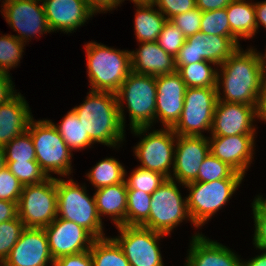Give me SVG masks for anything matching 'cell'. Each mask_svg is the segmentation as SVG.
I'll return each mask as SVG.
<instances>
[{
	"instance_id": "cell-30",
	"label": "cell",
	"mask_w": 266,
	"mask_h": 266,
	"mask_svg": "<svg viewBox=\"0 0 266 266\" xmlns=\"http://www.w3.org/2000/svg\"><path fill=\"white\" fill-rule=\"evenodd\" d=\"M90 254L93 266H130L122 248L111 236L96 238Z\"/></svg>"
},
{
	"instance_id": "cell-39",
	"label": "cell",
	"mask_w": 266,
	"mask_h": 266,
	"mask_svg": "<svg viewBox=\"0 0 266 266\" xmlns=\"http://www.w3.org/2000/svg\"><path fill=\"white\" fill-rule=\"evenodd\" d=\"M24 229L25 226L18 216L0 223V265L8 257Z\"/></svg>"
},
{
	"instance_id": "cell-2",
	"label": "cell",
	"mask_w": 266,
	"mask_h": 266,
	"mask_svg": "<svg viewBox=\"0 0 266 266\" xmlns=\"http://www.w3.org/2000/svg\"><path fill=\"white\" fill-rule=\"evenodd\" d=\"M82 102L72 110L89 138L95 144L119 149L125 141L126 131L120 120L116 94L89 90Z\"/></svg>"
},
{
	"instance_id": "cell-7",
	"label": "cell",
	"mask_w": 266,
	"mask_h": 266,
	"mask_svg": "<svg viewBox=\"0 0 266 266\" xmlns=\"http://www.w3.org/2000/svg\"><path fill=\"white\" fill-rule=\"evenodd\" d=\"M152 128L154 127H140L131 130L134 136L141 139L133 147V154L140 162V168L161 173L170 179L174 167L177 135L172 128H160L159 130H152Z\"/></svg>"
},
{
	"instance_id": "cell-52",
	"label": "cell",
	"mask_w": 266,
	"mask_h": 266,
	"mask_svg": "<svg viewBox=\"0 0 266 266\" xmlns=\"http://www.w3.org/2000/svg\"><path fill=\"white\" fill-rule=\"evenodd\" d=\"M252 206V215L253 216H266V197L263 195H256L253 202L251 203Z\"/></svg>"
},
{
	"instance_id": "cell-11",
	"label": "cell",
	"mask_w": 266,
	"mask_h": 266,
	"mask_svg": "<svg viewBox=\"0 0 266 266\" xmlns=\"http://www.w3.org/2000/svg\"><path fill=\"white\" fill-rule=\"evenodd\" d=\"M218 100L216 87L186 88L184 106L178 122L172 127L176 135L205 136L211 131Z\"/></svg>"
},
{
	"instance_id": "cell-17",
	"label": "cell",
	"mask_w": 266,
	"mask_h": 266,
	"mask_svg": "<svg viewBox=\"0 0 266 266\" xmlns=\"http://www.w3.org/2000/svg\"><path fill=\"white\" fill-rule=\"evenodd\" d=\"M44 230L54 261L63 256L90 250L96 239L82 226L59 217L44 227Z\"/></svg>"
},
{
	"instance_id": "cell-23",
	"label": "cell",
	"mask_w": 266,
	"mask_h": 266,
	"mask_svg": "<svg viewBox=\"0 0 266 266\" xmlns=\"http://www.w3.org/2000/svg\"><path fill=\"white\" fill-rule=\"evenodd\" d=\"M138 44L139 48L130 51L131 71L155 77L177 71L175 58L166 53L157 41Z\"/></svg>"
},
{
	"instance_id": "cell-13",
	"label": "cell",
	"mask_w": 266,
	"mask_h": 266,
	"mask_svg": "<svg viewBox=\"0 0 266 266\" xmlns=\"http://www.w3.org/2000/svg\"><path fill=\"white\" fill-rule=\"evenodd\" d=\"M236 37L205 34L201 31L186 38L175 57V65H189L210 61L219 67L240 46Z\"/></svg>"
},
{
	"instance_id": "cell-55",
	"label": "cell",
	"mask_w": 266,
	"mask_h": 266,
	"mask_svg": "<svg viewBox=\"0 0 266 266\" xmlns=\"http://www.w3.org/2000/svg\"><path fill=\"white\" fill-rule=\"evenodd\" d=\"M260 57H261V60L263 62V65H264V73H265V76H266V49H265V53L262 54V52L260 53Z\"/></svg>"
},
{
	"instance_id": "cell-26",
	"label": "cell",
	"mask_w": 266,
	"mask_h": 266,
	"mask_svg": "<svg viewBox=\"0 0 266 266\" xmlns=\"http://www.w3.org/2000/svg\"><path fill=\"white\" fill-rule=\"evenodd\" d=\"M134 4V32L137 43L157 41L166 17L156 8L154 3L130 1Z\"/></svg>"
},
{
	"instance_id": "cell-43",
	"label": "cell",
	"mask_w": 266,
	"mask_h": 266,
	"mask_svg": "<svg viewBox=\"0 0 266 266\" xmlns=\"http://www.w3.org/2000/svg\"><path fill=\"white\" fill-rule=\"evenodd\" d=\"M154 4L167 20L196 8V0H155Z\"/></svg>"
},
{
	"instance_id": "cell-49",
	"label": "cell",
	"mask_w": 266,
	"mask_h": 266,
	"mask_svg": "<svg viewBox=\"0 0 266 266\" xmlns=\"http://www.w3.org/2000/svg\"><path fill=\"white\" fill-rule=\"evenodd\" d=\"M233 0H196V7L202 11L219 10L226 8Z\"/></svg>"
},
{
	"instance_id": "cell-24",
	"label": "cell",
	"mask_w": 266,
	"mask_h": 266,
	"mask_svg": "<svg viewBox=\"0 0 266 266\" xmlns=\"http://www.w3.org/2000/svg\"><path fill=\"white\" fill-rule=\"evenodd\" d=\"M33 118L31 108L20 92L7 103L0 104V145L5 146L25 133Z\"/></svg>"
},
{
	"instance_id": "cell-1",
	"label": "cell",
	"mask_w": 266,
	"mask_h": 266,
	"mask_svg": "<svg viewBox=\"0 0 266 266\" xmlns=\"http://www.w3.org/2000/svg\"><path fill=\"white\" fill-rule=\"evenodd\" d=\"M264 78V65L259 51L252 46L245 51L239 47L217 69L218 100L257 108Z\"/></svg>"
},
{
	"instance_id": "cell-21",
	"label": "cell",
	"mask_w": 266,
	"mask_h": 266,
	"mask_svg": "<svg viewBox=\"0 0 266 266\" xmlns=\"http://www.w3.org/2000/svg\"><path fill=\"white\" fill-rule=\"evenodd\" d=\"M51 32L74 33L96 14L85 0H42Z\"/></svg>"
},
{
	"instance_id": "cell-8",
	"label": "cell",
	"mask_w": 266,
	"mask_h": 266,
	"mask_svg": "<svg viewBox=\"0 0 266 266\" xmlns=\"http://www.w3.org/2000/svg\"><path fill=\"white\" fill-rule=\"evenodd\" d=\"M243 179H219L212 182H191L185 185L187 207L196 229L204 226L209 219L232 199Z\"/></svg>"
},
{
	"instance_id": "cell-47",
	"label": "cell",
	"mask_w": 266,
	"mask_h": 266,
	"mask_svg": "<svg viewBox=\"0 0 266 266\" xmlns=\"http://www.w3.org/2000/svg\"><path fill=\"white\" fill-rule=\"evenodd\" d=\"M125 0H85L88 7L97 15L98 13H107L111 12L118 7H121V4Z\"/></svg>"
},
{
	"instance_id": "cell-46",
	"label": "cell",
	"mask_w": 266,
	"mask_h": 266,
	"mask_svg": "<svg viewBox=\"0 0 266 266\" xmlns=\"http://www.w3.org/2000/svg\"><path fill=\"white\" fill-rule=\"evenodd\" d=\"M18 93L11 75L0 71V104L7 103Z\"/></svg>"
},
{
	"instance_id": "cell-12",
	"label": "cell",
	"mask_w": 266,
	"mask_h": 266,
	"mask_svg": "<svg viewBox=\"0 0 266 266\" xmlns=\"http://www.w3.org/2000/svg\"><path fill=\"white\" fill-rule=\"evenodd\" d=\"M113 236L122 248L130 266H164L159 241L167 237L143 226L121 225Z\"/></svg>"
},
{
	"instance_id": "cell-37",
	"label": "cell",
	"mask_w": 266,
	"mask_h": 266,
	"mask_svg": "<svg viewBox=\"0 0 266 266\" xmlns=\"http://www.w3.org/2000/svg\"><path fill=\"white\" fill-rule=\"evenodd\" d=\"M200 31L207 35L235 37L231 33L226 8L202 12Z\"/></svg>"
},
{
	"instance_id": "cell-14",
	"label": "cell",
	"mask_w": 266,
	"mask_h": 266,
	"mask_svg": "<svg viewBox=\"0 0 266 266\" xmlns=\"http://www.w3.org/2000/svg\"><path fill=\"white\" fill-rule=\"evenodd\" d=\"M1 4L2 17L25 44L35 36L51 33L41 0H3Z\"/></svg>"
},
{
	"instance_id": "cell-10",
	"label": "cell",
	"mask_w": 266,
	"mask_h": 266,
	"mask_svg": "<svg viewBox=\"0 0 266 266\" xmlns=\"http://www.w3.org/2000/svg\"><path fill=\"white\" fill-rule=\"evenodd\" d=\"M18 217L25 228H44L57 218L56 177L23 186L18 204Z\"/></svg>"
},
{
	"instance_id": "cell-9",
	"label": "cell",
	"mask_w": 266,
	"mask_h": 266,
	"mask_svg": "<svg viewBox=\"0 0 266 266\" xmlns=\"http://www.w3.org/2000/svg\"><path fill=\"white\" fill-rule=\"evenodd\" d=\"M178 186L175 180L167 179L151 194L149 219L143 227L168 236L183 221L196 227L188 211L186 196L182 197Z\"/></svg>"
},
{
	"instance_id": "cell-3",
	"label": "cell",
	"mask_w": 266,
	"mask_h": 266,
	"mask_svg": "<svg viewBox=\"0 0 266 266\" xmlns=\"http://www.w3.org/2000/svg\"><path fill=\"white\" fill-rule=\"evenodd\" d=\"M115 94L124 129L127 126L125 124L126 109L129 113L130 130L152 127L156 124L157 89L155 76L131 71Z\"/></svg>"
},
{
	"instance_id": "cell-48",
	"label": "cell",
	"mask_w": 266,
	"mask_h": 266,
	"mask_svg": "<svg viewBox=\"0 0 266 266\" xmlns=\"http://www.w3.org/2000/svg\"><path fill=\"white\" fill-rule=\"evenodd\" d=\"M18 216L16 202L0 200V223L15 219Z\"/></svg>"
},
{
	"instance_id": "cell-19",
	"label": "cell",
	"mask_w": 266,
	"mask_h": 266,
	"mask_svg": "<svg viewBox=\"0 0 266 266\" xmlns=\"http://www.w3.org/2000/svg\"><path fill=\"white\" fill-rule=\"evenodd\" d=\"M155 81L156 121L162 123V128H172L183 110L186 84L177 71L156 76Z\"/></svg>"
},
{
	"instance_id": "cell-54",
	"label": "cell",
	"mask_w": 266,
	"mask_h": 266,
	"mask_svg": "<svg viewBox=\"0 0 266 266\" xmlns=\"http://www.w3.org/2000/svg\"><path fill=\"white\" fill-rule=\"evenodd\" d=\"M6 166L4 146L0 145V170Z\"/></svg>"
},
{
	"instance_id": "cell-51",
	"label": "cell",
	"mask_w": 266,
	"mask_h": 266,
	"mask_svg": "<svg viewBox=\"0 0 266 266\" xmlns=\"http://www.w3.org/2000/svg\"><path fill=\"white\" fill-rule=\"evenodd\" d=\"M254 8L258 33L260 26H263L266 29V0L254 2Z\"/></svg>"
},
{
	"instance_id": "cell-41",
	"label": "cell",
	"mask_w": 266,
	"mask_h": 266,
	"mask_svg": "<svg viewBox=\"0 0 266 266\" xmlns=\"http://www.w3.org/2000/svg\"><path fill=\"white\" fill-rule=\"evenodd\" d=\"M23 185L5 166L0 170V200H8L18 204Z\"/></svg>"
},
{
	"instance_id": "cell-5",
	"label": "cell",
	"mask_w": 266,
	"mask_h": 266,
	"mask_svg": "<svg viewBox=\"0 0 266 266\" xmlns=\"http://www.w3.org/2000/svg\"><path fill=\"white\" fill-rule=\"evenodd\" d=\"M67 178L68 180L64 177L56 178L57 217L82 226L95 238L106 237L104 222L98 214L94 194L89 196L86 184H79L71 176Z\"/></svg>"
},
{
	"instance_id": "cell-42",
	"label": "cell",
	"mask_w": 266,
	"mask_h": 266,
	"mask_svg": "<svg viewBox=\"0 0 266 266\" xmlns=\"http://www.w3.org/2000/svg\"><path fill=\"white\" fill-rule=\"evenodd\" d=\"M202 11L197 7L170 19L187 38L200 31Z\"/></svg>"
},
{
	"instance_id": "cell-50",
	"label": "cell",
	"mask_w": 266,
	"mask_h": 266,
	"mask_svg": "<svg viewBox=\"0 0 266 266\" xmlns=\"http://www.w3.org/2000/svg\"><path fill=\"white\" fill-rule=\"evenodd\" d=\"M256 111L257 120H259V122L264 121V123H266V76L262 83Z\"/></svg>"
},
{
	"instance_id": "cell-25",
	"label": "cell",
	"mask_w": 266,
	"mask_h": 266,
	"mask_svg": "<svg viewBox=\"0 0 266 266\" xmlns=\"http://www.w3.org/2000/svg\"><path fill=\"white\" fill-rule=\"evenodd\" d=\"M94 197L101 220L107 215L115 227L126 225L127 186L125 181L95 189Z\"/></svg>"
},
{
	"instance_id": "cell-15",
	"label": "cell",
	"mask_w": 266,
	"mask_h": 266,
	"mask_svg": "<svg viewBox=\"0 0 266 266\" xmlns=\"http://www.w3.org/2000/svg\"><path fill=\"white\" fill-rule=\"evenodd\" d=\"M256 107L217 100L209 137L256 135Z\"/></svg>"
},
{
	"instance_id": "cell-6",
	"label": "cell",
	"mask_w": 266,
	"mask_h": 266,
	"mask_svg": "<svg viewBox=\"0 0 266 266\" xmlns=\"http://www.w3.org/2000/svg\"><path fill=\"white\" fill-rule=\"evenodd\" d=\"M27 132L33 140L36 161L48 177L57 174L67 178L73 173L72 150L49 119L33 118Z\"/></svg>"
},
{
	"instance_id": "cell-34",
	"label": "cell",
	"mask_w": 266,
	"mask_h": 266,
	"mask_svg": "<svg viewBox=\"0 0 266 266\" xmlns=\"http://www.w3.org/2000/svg\"><path fill=\"white\" fill-rule=\"evenodd\" d=\"M0 35V71L11 74L10 70L20 64L26 44L11 33Z\"/></svg>"
},
{
	"instance_id": "cell-35",
	"label": "cell",
	"mask_w": 266,
	"mask_h": 266,
	"mask_svg": "<svg viewBox=\"0 0 266 266\" xmlns=\"http://www.w3.org/2000/svg\"><path fill=\"white\" fill-rule=\"evenodd\" d=\"M127 176V171L125 169L124 181L127 190H141L149 194H153L156 189L167 180L161 173L146 170L139 166L134 168L130 175Z\"/></svg>"
},
{
	"instance_id": "cell-29",
	"label": "cell",
	"mask_w": 266,
	"mask_h": 266,
	"mask_svg": "<svg viewBox=\"0 0 266 266\" xmlns=\"http://www.w3.org/2000/svg\"><path fill=\"white\" fill-rule=\"evenodd\" d=\"M91 168L86 174V178L94 189L124 182L125 167L117 158L107 157Z\"/></svg>"
},
{
	"instance_id": "cell-27",
	"label": "cell",
	"mask_w": 266,
	"mask_h": 266,
	"mask_svg": "<svg viewBox=\"0 0 266 266\" xmlns=\"http://www.w3.org/2000/svg\"><path fill=\"white\" fill-rule=\"evenodd\" d=\"M231 33L239 40H249L257 34L254 2L233 0L226 7Z\"/></svg>"
},
{
	"instance_id": "cell-22",
	"label": "cell",
	"mask_w": 266,
	"mask_h": 266,
	"mask_svg": "<svg viewBox=\"0 0 266 266\" xmlns=\"http://www.w3.org/2000/svg\"><path fill=\"white\" fill-rule=\"evenodd\" d=\"M190 240L184 266H241L242 258L233 249L202 232H195Z\"/></svg>"
},
{
	"instance_id": "cell-40",
	"label": "cell",
	"mask_w": 266,
	"mask_h": 266,
	"mask_svg": "<svg viewBox=\"0 0 266 266\" xmlns=\"http://www.w3.org/2000/svg\"><path fill=\"white\" fill-rule=\"evenodd\" d=\"M185 41L184 34L170 20L165 22L157 39L158 45L174 58L178 55Z\"/></svg>"
},
{
	"instance_id": "cell-4",
	"label": "cell",
	"mask_w": 266,
	"mask_h": 266,
	"mask_svg": "<svg viewBox=\"0 0 266 266\" xmlns=\"http://www.w3.org/2000/svg\"><path fill=\"white\" fill-rule=\"evenodd\" d=\"M84 47L89 90L116 93L131 72L130 50L115 49L92 40Z\"/></svg>"
},
{
	"instance_id": "cell-38",
	"label": "cell",
	"mask_w": 266,
	"mask_h": 266,
	"mask_svg": "<svg viewBox=\"0 0 266 266\" xmlns=\"http://www.w3.org/2000/svg\"><path fill=\"white\" fill-rule=\"evenodd\" d=\"M6 167L23 186L41 183L48 178L37 161L6 162Z\"/></svg>"
},
{
	"instance_id": "cell-18",
	"label": "cell",
	"mask_w": 266,
	"mask_h": 266,
	"mask_svg": "<svg viewBox=\"0 0 266 266\" xmlns=\"http://www.w3.org/2000/svg\"><path fill=\"white\" fill-rule=\"evenodd\" d=\"M54 266L44 228H25L1 266Z\"/></svg>"
},
{
	"instance_id": "cell-20",
	"label": "cell",
	"mask_w": 266,
	"mask_h": 266,
	"mask_svg": "<svg viewBox=\"0 0 266 266\" xmlns=\"http://www.w3.org/2000/svg\"><path fill=\"white\" fill-rule=\"evenodd\" d=\"M255 136L208 137L210 153L245 176L255 156Z\"/></svg>"
},
{
	"instance_id": "cell-16",
	"label": "cell",
	"mask_w": 266,
	"mask_h": 266,
	"mask_svg": "<svg viewBox=\"0 0 266 266\" xmlns=\"http://www.w3.org/2000/svg\"><path fill=\"white\" fill-rule=\"evenodd\" d=\"M210 153L208 136L177 135L171 178L185 187L196 181L203 160Z\"/></svg>"
},
{
	"instance_id": "cell-45",
	"label": "cell",
	"mask_w": 266,
	"mask_h": 266,
	"mask_svg": "<svg viewBox=\"0 0 266 266\" xmlns=\"http://www.w3.org/2000/svg\"><path fill=\"white\" fill-rule=\"evenodd\" d=\"M254 234L253 245L256 250H266V216H253Z\"/></svg>"
},
{
	"instance_id": "cell-36",
	"label": "cell",
	"mask_w": 266,
	"mask_h": 266,
	"mask_svg": "<svg viewBox=\"0 0 266 266\" xmlns=\"http://www.w3.org/2000/svg\"><path fill=\"white\" fill-rule=\"evenodd\" d=\"M6 162L36 161L31 135L26 131L4 146Z\"/></svg>"
},
{
	"instance_id": "cell-53",
	"label": "cell",
	"mask_w": 266,
	"mask_h": 266,
	"mask_svg": "<svg viewBox=\"0 0 266 266\" xmlns=\"http://www.w3.org/2000/svg\"><path fill=\"white\" fill-rule=\"evenodd\" d=\"M241 266H266V250H263L260 255H256L248 261L242 259Z\"/></svg>"
},
{
	"instance_id": "cell-44",
	"label": "cell",
	"mask_w": 266,
	"mask_h": 266,
	"mask_svg": "<svg viewBox=\"0 0 266 266\" xmlns=\"http://www.w3.org/2000/svg\"><path fill=\"white\" fill-rule=\"evenodd\" d=\"M54 266H93L90 250L60 257L54 261Z\"/></svg>"
},
{
	"instance_id": "cell-32",
	"label": "cell",
	"mask_w": 266,
	"mask_h": 266,
	"mask_svg": "<svg viewBox=\"0 0 266 266\" xmlns=\"http://www.w3.org/2000/svg\"><path fill=\"white\" fill-rule=\"evenodd\" d=\"M151 194L141 190H127L126 225L142 226L148 219Z\"/></svg>"
},
{
	"instance_id": "cell-31",
	"label": "cell",
	"mask_w": 266,
	"mask_h": 266,
	"mask_svg": "<svg viewBox=\"0 0 266 266\" xmlns=\"http://www.w3.org/2000/svg\"><path fill=\"white\" fill-rule=\"evenodd\" d=\"M175 66L187 88L216 87L218 67L214 63L200 61L189 65Z\"/></svg>"
},
{
	"instance_id": "cell-28",
	"label": "cell",
	"mask_w": 266,
	"mask_h": 266,
	"mask_svg": "<svg viewBox=\"0 0 266 266\" xmlns=\"http://www.w3.org/2000/svg\"><path fill=\"white\" fill-rule=\"evenodd\" d=\"M50 121L72 151L79 152L86 148H91L93 144L95 145L72 109L66 113L60 123L56 124L52 120Z\"/></svg>"
},
{
	"instance_id": "cell-56",
	"label": "cell",
	"mask_w": 266,
	"mask_h": 266,
	"mask_svg": "<svg viewBox=\"0 0 266 266\" xmlns=\"http://www.w3.org/2000/svg\"><path fill=\"white\" fill-rule=\"evenodd\" d=\"M155 0H140V2H149V3H154Z\"/></svg>"
},
{
	"instance_id": "cell-33",
	"label": "cell",
	"mask_w": 266,
	"mask_h": 266,
	"mask_svg": "<svg viewBox=\"0 0 266 266\" xmlns=\"http://www.w3.org/2000/svg\"><path fill=\"white\" fill-rule=\"evenodd\" d=\"M227 163L222 162L211 153L203 160L195 182H212L219 179H244Z\"/></svg>"
}]
</instances>
